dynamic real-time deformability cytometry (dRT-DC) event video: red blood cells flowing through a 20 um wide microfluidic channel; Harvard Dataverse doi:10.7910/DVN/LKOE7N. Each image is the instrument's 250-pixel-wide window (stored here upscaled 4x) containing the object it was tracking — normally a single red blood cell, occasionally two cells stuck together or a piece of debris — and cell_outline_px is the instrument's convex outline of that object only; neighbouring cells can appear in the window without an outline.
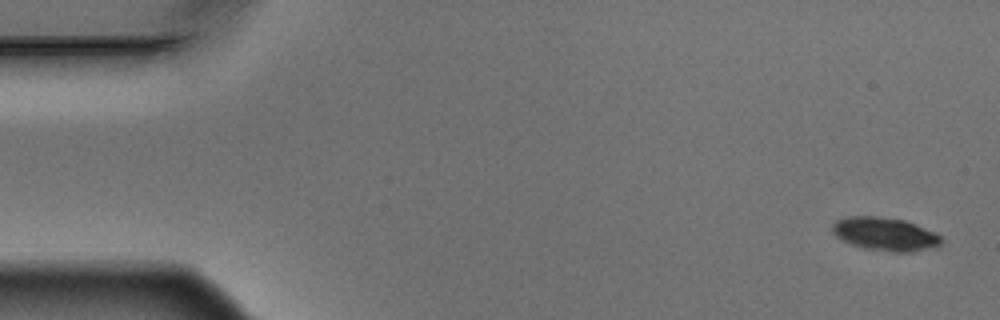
{"species": "Egyptian fruit bat (a non-hibernating species)", "species_latin": "Rousettus aegyptiacus", "temperature_condition": "warm", "stored_images_in_passage": 5, "segment_of_instrument_passage": [1, 2], "camera_frame_rate_fps": 3000, "um_per_image_px": 0.085, "animal": {"sex": "male"}, "frame": {"image": 1, "passage_image": 1, "time_ms": 0.0, "image_size_px": [1000, 320], "cell_outline_px": [[944, 240], [936, 248], [908, 252], [892, 252], [864, 248], [840, 240], [832, 232], [832, 224], [836, 220], [848, 216], [880, 216], [904, 220], [916, 224], [936, 232]], "centroid_in_image_um": [75.25, 19.89], "position_along_channel_um": 9.8, "area_um2": 21.44}}